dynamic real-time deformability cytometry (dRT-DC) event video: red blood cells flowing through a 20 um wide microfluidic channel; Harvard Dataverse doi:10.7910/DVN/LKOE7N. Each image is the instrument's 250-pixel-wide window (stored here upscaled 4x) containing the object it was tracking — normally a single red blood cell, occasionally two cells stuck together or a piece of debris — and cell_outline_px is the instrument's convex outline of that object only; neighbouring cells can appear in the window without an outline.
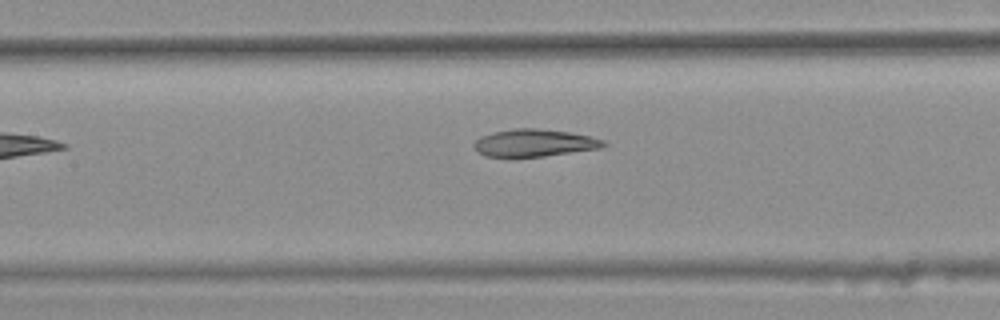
{"species": "common noctule bat (a hibernating species)", "species_latin": "Nyctalus noctula", "temperature_condition": "warm", "stored_images_in_passage": 4, "camera_frame_rate_fps": 3000, "um_per_image_px": 0.085, "animal": {"sex": "female", "body_mass_g": 25.1}, "frame": {"image": 1, "passage_image": 4, "time_ms": 1.0, "image_size_px": [1000, 320], "cell_outline_px": [[608, 144], [600, 148], [544, 156], [484, 156], [476, 152], [472, 144], [480, 136], [492, 132], [516, 128], [536, 128], [568, 132], [588, 136], [604, 140]], "centroid_in_image_um": [45.37, 12.14], "position_along_channel_um": 162.0, "area_um2": 20.52}}